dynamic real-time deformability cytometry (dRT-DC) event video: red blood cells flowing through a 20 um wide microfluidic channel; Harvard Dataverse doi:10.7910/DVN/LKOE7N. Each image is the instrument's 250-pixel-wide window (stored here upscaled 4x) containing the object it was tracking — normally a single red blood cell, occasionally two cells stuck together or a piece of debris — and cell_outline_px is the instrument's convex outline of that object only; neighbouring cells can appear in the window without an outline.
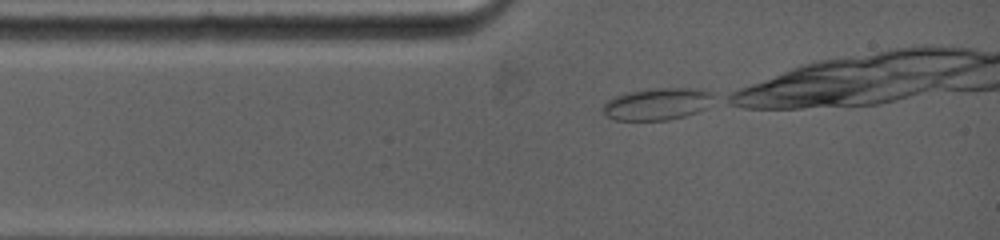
{"species": "common noctule bat (a hibernating species)", "species_latin": "Nyctalus noctula", "temperature_condition": "warm", "stored_images_in_passage": 17, "camera_frame_rate_fps": 5000, "um_per_image_px": 0.085, "animal": {"sex": "female", "body_mass_g": 19.0, "forearm_length_mm": 53.3}, "frame": {"image": 1, "passage_image": 1, "time_ms": 0.0, "image_size_px": [1000, 240], "cell_outline_px": [[712, 96], [704, 108], [696, 112], [684, 116], [668, 120], [616, 120], [608, 116], [604, 112], [604, 104], [608, 100], [616, 96], [628, 92], [648, 88], [692, 88], [712, 92]], "centroid_in_image_um": [55.83, 8.83], "position_along_channel_um": 29.2, "area_um2": 20.23}}
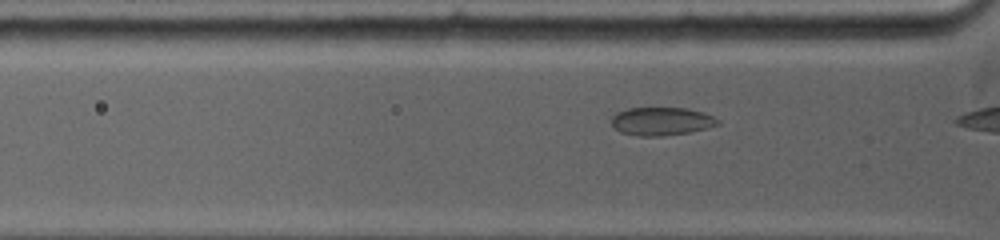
{"frame": {"image": 2, "passage_image": 7, "time_ms": 1.2, "image_size_px": [1000, 240], "cell_outline_px": [[720, 124], [708, 128], [688, 132], [664, 136], [636, 136], [620, 132], [612, 124], [612, 116], [616, 112], [628, 108], [688, 108], [704, 112], [720, 120]], "centroid_in_image_um": [56.24, 10.31], "position_along_channel_um": 69.6, "area_um2": 17.57}}
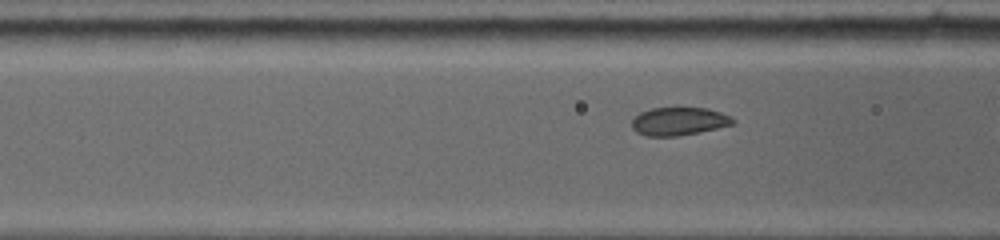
{"frame": {"image": 3, "passage_image": 12, "time_ms": 2.2, "image_size_px": [1000, 240], "cell_outline_px": [[736, 124], [700, 132], [676, 136], [644, 136], [636, 132], [632, 128], [632, 120], [640, 112], [652, 108], [708, 108], [732, 116], [736, 120]], "centroid_in_image_um": [57.74, 10.32], "position_along_channel_um": 108.9, "area_um2": 16.7}}